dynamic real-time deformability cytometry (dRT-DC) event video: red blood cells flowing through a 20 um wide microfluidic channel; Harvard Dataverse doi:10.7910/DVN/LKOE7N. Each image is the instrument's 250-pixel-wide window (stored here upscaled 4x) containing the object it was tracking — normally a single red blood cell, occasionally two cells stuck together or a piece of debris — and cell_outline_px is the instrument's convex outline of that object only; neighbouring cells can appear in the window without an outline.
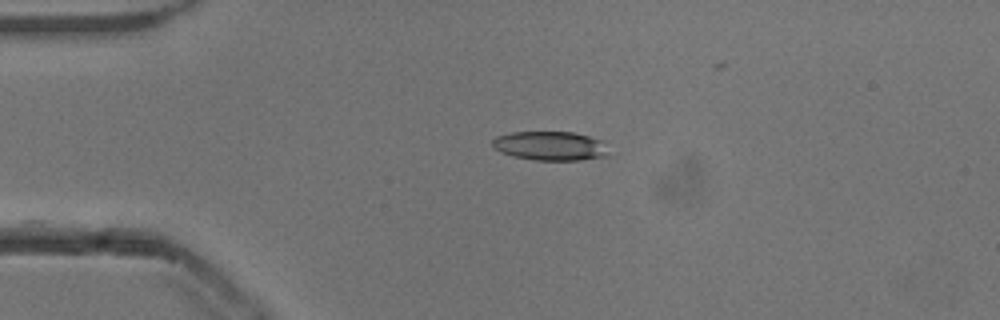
{"species": "common noctule bat (a hibernating species)", "species_latin": "Nyctalus noctula", "temperature_condition": "cold", "stored_images_in_passage": 36, "camera_frame_rate_fps": 3000, "um_per_image_px": 0.085, "animal": {"sex": "male", "body_mass_g": 13.3}, "frame": {"image": 1, "passage_image": 1, "time_ms": 0.0, "image_size_px": [1000, 320], "cell_outline_px": [[608, 156], [580, 160], [536, 160], [512, 156], [500, 152], [492, 148], [492, 140], [496, 136], [512, 132], [572, 132], [604, 140], [608, 152]], "centroid_in_image_um": [46.76, 12.4], "position_along_channel_um": 38.2, "area_um2": 19.88}}
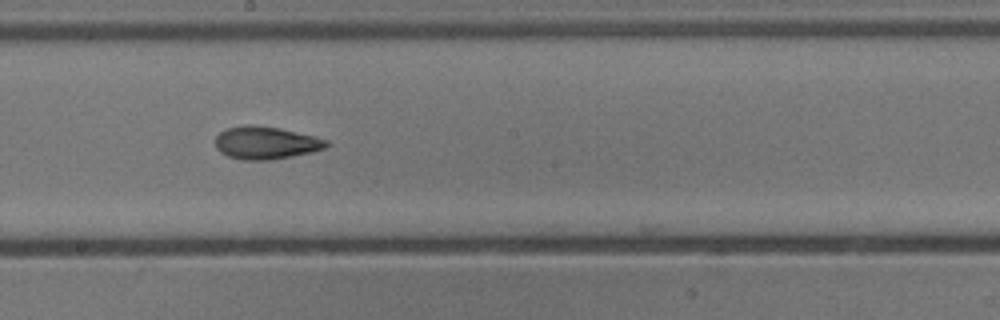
{"frame": {"image": 2, "passage_image": 18, "time_ms": 5.667, "image_size_px": [1000, 320], "cell_outline_px": [[328, 144], [324, 148], [312, 152], [292, 156], [268, 160], [244, 160], [228, 156], [220, 152], [216, 148], [216, 136], [220, 132], [228, 128], [248, 124], [252, 124], [280, 128], [316, 136], [328, 140]], "centroid_in_image_um": [22.6, 12.13], "position_along_channel_um": 225.6, "area_um2": 21.15}}
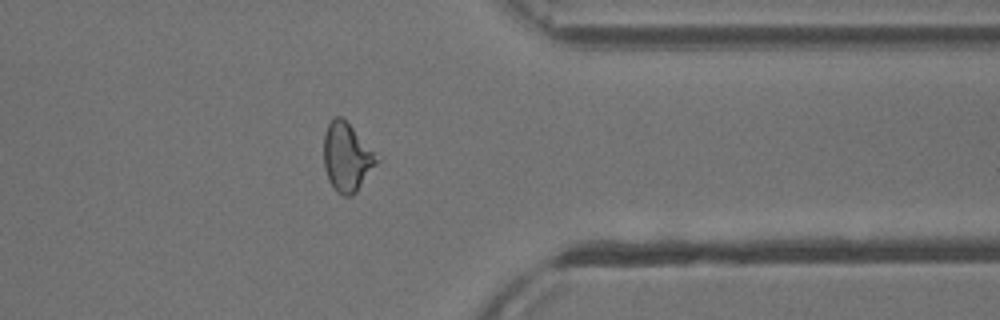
{"frame": {"image": 3, "passage_image": 31, "time_ms": 10.0, "image_size_px": [1000, 320], "cell_outline_px": [[380, 160], [356, 192], [352, 196], [344, 196], [336, 192], [328, 180], [324, 168], [324, 136], [328, 124], [336, 116], [340, 116], [352, 128]], "centroid_in_image_um": [29.45, 13.41], "position_along_channel_um": 381.9, "area_um2": 20.69}, "authors_computed_cell_mechanics": {"area_um2": 20.5768, "velocity_mm_per_s": 3.8575, "shape_relaxation_time_tau1_ms": 7.4906, "shape_relaxation_time_tau2_ms": 4.0655, "deformation_change_tau1": 0.1755, "deformation_change_tau2": 0.1329}}